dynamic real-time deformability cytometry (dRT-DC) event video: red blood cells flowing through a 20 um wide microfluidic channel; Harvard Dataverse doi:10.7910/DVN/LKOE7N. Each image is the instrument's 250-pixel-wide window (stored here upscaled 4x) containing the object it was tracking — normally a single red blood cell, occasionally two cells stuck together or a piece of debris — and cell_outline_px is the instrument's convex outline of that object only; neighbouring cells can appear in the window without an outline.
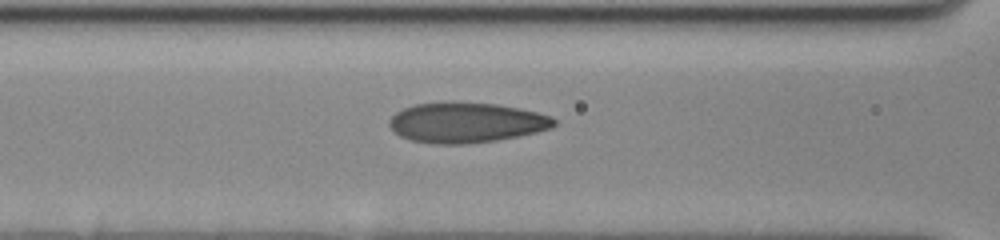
{"species": "human", "species_latin": "Homo sapiens", "temperature_condition": "cold", "stored_images_in_passage": 45, "camera_frame_rate_fps": 3000, "um_per_image_px": 0.085, "donor": {"sex": "female"}, "frame": {"image": 1, "passage_image": 19, "time_ms": 6.0, "image_size_px": [1000, 240], "cell_outline_px": [[556, 124], [552, 128], [536, 132], [496, 140], [464, 144], [432, 144], [412, 140], [400, 136], [388, 124], [388, 120], [396, 112], [404, 108], [416, 104], [496, 104], [520, 108], [552, 116], [556, 120]], "centroid_in_image_um": [39.65, 10.45], "position_along_channel_um": 126.9, "area_um2": 37.8}}
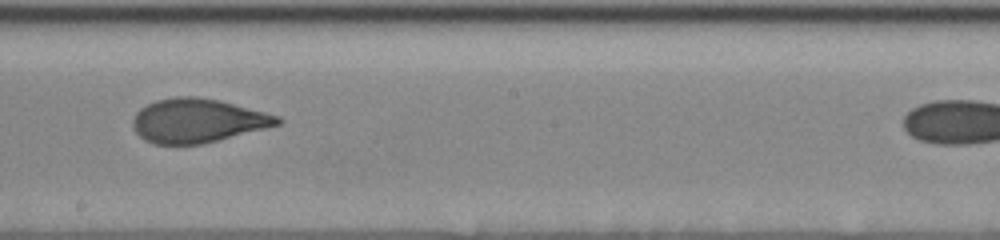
{"frame": {"image": 2, "passage_image": 28, "time_ms": 9.0, "image_size_px": [1000, 240], "cell_outline_px": [[284, 120], [280, 124], [204, 144], [156, 144], [144, 140], [136, 132], [132, 124], [132, 120], [136, 112], [140, 108], [156, 100], [176, 96], [196, 96], [220, 100], [280, 116]], "centroid_in_image_um": [16.79, 10.25], "position_along_channel_um": 231.4, "area_um2": 37.11}}
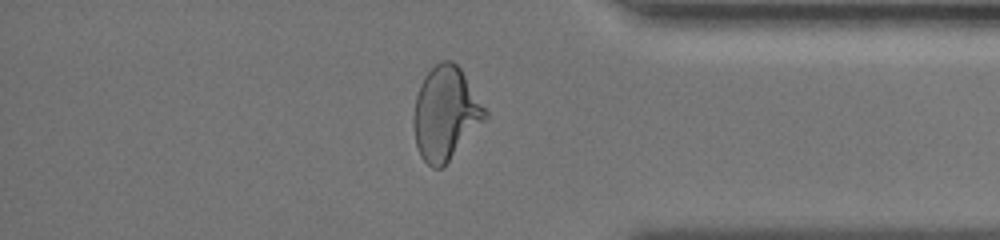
{"frame": {"image": 3, "passage_image": 43, "time_ms": 14.0, "image_size_px": [1000, 240], "cell_outline_px": [[488, 116], [444, 168], [432, 168], [420, 156], [416, 144], [412, 124], [416, 96], [420, 84], [424, 76], [436, 64], [444, 60], [452, 60], [460, 68], [488, 112]], "centroid_in_image_um": [37.86, 9.67], "position_along_channel_um": 397.3, "area_um2": 38.84}}